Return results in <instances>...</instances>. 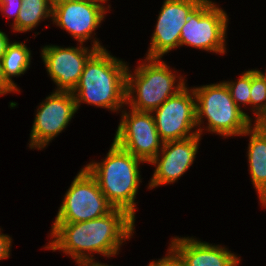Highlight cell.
Wrapping results in <instances>:
<instances>
[{
	"label": "cell",
	"mask_w": 266,
	"mask_h": 266,
	"mask_svg": "<svg viewBox=\"0 0 266 266\" xmlns=\"http://www.w3.org/2000/svg\"><path fill=\"white\" fill-rule=\"evenodd\" d=\"M134 229L135 218L124 209L114 208L93 220L53 223L51 240L44 248L62 251L76 263L95 260V253L109 259L119 254L122 243L132 238Z\"/></svg>",
	"instance_id": "6da1fadb"
},
{
	"label": "cell",
	"mask_w": 266,
	"mask_h": 266,
	"mask_svg": "<svg viewBox=\"0 0 266 266\" xmlns=\"http://www.w3.org/2000/svg\"><path fill=\"white\" fill-rule=\"evenodd\" d=\"M122 59L106 49L96 50L86 61L75 90L77 110L81 103L121 111L126 105L127 68Z\"/></svg>",
	"instance_id": "7a4b0ae2"
},
{
	"label": "cell",
	"mask_w": 266,
	"mask_h": 266,
	"mask_svg": "<svg viewBox=\"0 0 266 266\" xmlns=\"http://www.w3.org/2000/svg\"><path fill=\"white\" fill-rule=\"evenodd\" d=\"M140 163L145 162L118 146L114 141L105 159L84 166L97 181L100 190L114 208L136 212V195L141 181Z\"/></svg>",
	"instance_id": "3957f363"
},
{
	"label": "cell",
	"mask_w": 266,
	"mask_h": 266,
	"mask_svg": "<svg viewBox=\"0 0 266 266\" xmlns=\"http://www.w3.org/2000/svg\"><path fill=\"white\" fill-rule=\"evenodd\" d=\"M173 71L161 58L146 57L133 73L128 65L126 107L152 112L161 106L187 85L185 77Z\"/></svg>",
	"instance_id": "277c9868"
},
{
	"label": "cell",
	"mask_w": 266,
	"mask_h": 266,
	"mask_svg": "<svg viewBox=\"0 0 266 266\" xmlns=\"http://www.w3.org/2000/svg\"><path fill=\"white\" fill-rule=\"evenodd\" d=\"M192 89L196 98V123L200 136L203 130L223 138L241 136L253 125L252 117L235 104L224 81L194 86ZM204 119L207 120L206 127L202 125Z\"/></svg>",
	"instance_id": "5b68a950"
},
{
	"label": "cell",
	"mask_w": 266,
	"mask_h": 266,
	"mask_svg": "<svg viewBox=\"0 0 266 266\" xmlns=\"http://www.w3.org/2000/svg\"><path fill=\"white\" fill-rule=\"evenodd\" d=\"M228 15L212 0H203L182 27L179 46L226 54Z\"/></svg>",
	"instance_id": "8992f818"
},
{
	"label": "cell",
	"mask_w": 266,
	"mask_h": 266,
	"mask_svg": "<svg viewBox=\"0 0 266 266\" xmlns=\"http://www.w3.org/2000/svg\"><path fill=\"white\" fill-rule=\"evenodd\" d=\"M61 203L53 223L93 220L114 209L85 167L75 176Z\"/></svg>",
	"instance_id": "52a82bcc"
},
{
	"label": "cell",
	"mask_w": 266,
	"mask_h": 266,
	"mask_svg": "<svg viewBox=\"0 0 266 266\" xmlns=\"http://www.w3.org/2000/svg\"><path fill=\"white\" fill-rule=\"evenodd\" d=\"M111 8L93 0H69L53 3L52 22L68 32L78 43L91 40V46L104 49L99 39H93ZM94 32V33H93Z\"/></svg>",
	"instance_id": "ba28073f"
},
{
	"label": "cell",
	"mask_w": 266,
	"mask_h": 266,
	"mask_svg": "<svg viewBox=\"0 0 266 266\" xmlns=\"http://www.w3.org/2000/svg\"><path fill=\"white\" fill-rule=\"evenodd\" d=\"M124 109L113 141L134 157L149 163L164 143L156 129L153 114L132 108L127 112V108Z\"/></svg>",
	"instance_id": "9c48e42d"
},
{
	"label": "cell",
	"mask_w": 266,
	"mask_h": 266,
	"mask_svg": "<svg viewBox=\"0 0 266 266\" xmlns=\"http://www.w3.org/2000/svg\"><path fill=\"white\" fill-rule=\"evenodd\" d=\"M163 142L182 140L198 134L195 93L186 85L152 111Z\"/></svg>",
	"instance_id": "30bf717a"
},
{
	"label": "cell",
	"mask_w": 266,
	"mask_h": 266,
	"mask_svg": "<svg viewBox=\"0 0 266 266\" xmlns=\"http://www.w3.org/2000/svg\"><path fill=\"white\" fill-rule=\"evenodd\" d=\"M77 112L72 92L54 91L36 110L30 133L29 148L42 150L70 123Z\"/></svg>",
	"instance_id": "8fae6325"
},
{
	"label": "cell",
	"mask_w": 266,
	"mask_h": 266,
	"mask_svg": "<svg viewBox=\"0 0 266 266\" xmlns=\"http://www.w3.org/2000/svg\"><path fill=\"white\" fill-rule=\"evenodd\" d=\"M80 43L77 47L45 45L41 48V58L51 80L57 85L55 91L73 92L79 82L84 65L97 50L85 47Z\"/></svg>",
	"instance_id": "7c38bea8"
},
{
	"label": "cell",
	"mask_w": 266,
	"mask_h": 266,
	"mask_svg": "<svg viewBox=\"0 0 266 266\" xmlns=\"http://www.w3.org/2000/svg\"><path fill=\"white\" fill-rule=\"evenodd\" d=\"M203 0H164L150 40L147 58H162L177 49L182 27L188 16Z\"/></svg>",
	"instance_id": "4fadbf2b"
},
{
	"label": "cell",
	"mask_w": 266,
	"mask_h": 266,
	"mask_svg": "<svg viewBox=\"0 0 266 266\" xmlns=\"http://www.w3.org/2000/svg\"><path fill=\"white\" fill-rule=\"evenodd\" d=\"M199 134L190 138L164 142L160 152L149 162L155 166L148 189L173 184L192 166L199 150Z\"/></svg>",
	"instance_id": "5bb4252c"
},
{
	"label": "cell",
	"mask_w": 266,
	"mask_h": 266,
	"mask_svg": "<svg viewBox=\"0 0 266 266\" xmlns=\"http://www.w3.org/2000/svg\"><path fill=\"white\" fill-rule=\"evenodd\" d=\"M185 266H238L241 259L227 247L202 242L194 237H174L169 243Z\"/></svg>",
	"instance_id": "9a60e30c"
},
{
	"label": "cell",
	"mask_w": 266,
	"mask_h": 266,
	"mask_svg": "<svg viewBox=\"0 0 266 266\" xmlns=\"http://www.w3.org/2000/svg\"><path fill=\"white\" fill-rule=\"evenodd\" d=\"M253 126V127H252ZM249 136L247 157L251 182L262 206L266 207V127L253 123L241 136Z\"/></svg>",
	"instance_id": "2e32d148"
},
{
	"label": "cell",
	"mask_w": 266,
	"mask_h": 266,
	"mask_svg": "<svg viewBox=\"0 0 266 266\" xmlns=\"http://www.w3.org/2000/svg\"><path fill=\"white\" fill-rule=\"evenodd\" d=\"M31 50L23 42H12L7 44L4 55L2 56V68L4 77L19 92L20 88L12 80L13 77H19L24 74L31 64Z\"/></svg>",
	"instance_id": "e0dca14e"
},
{
	"label": "cell",
	"mask_w": 266,
	"mask_h": 266,
	"mask_svg": "<svg viewBox=\"0 0 266 266\" xmlns=\"http://www.w3.org/2000/svg\"><path fill=\"white\" fill-rule=\"evenodd\" d=\"M17 22L12 26V31L24 33L35 29L41 21L52 20V0H22Z\"/></svg>",
	"instance_id": "ac0fdd59"
},
{
	"label": "cell",
	"mask_w": 266,
	"mask_h": 266,
	"mask_svg": "<svg viewBox=\"0 0 266 266\" xmlns=\"http://www.w3.org/2000/svg\"><path fill=\"white\" fill-rule=\"evenodd\" d=\"M250 91V110L255 115L254 123H262L266 118V83L254 69H251Z\"/></svg>",
	"instance_id": "d6986e66"
},
{
	"label": "cell",
	"mask_w": 266,
	"mask_h": 266,
	"mask_svg": "<svg viewBox=\"0 0 266 266\" xmlns=\"http://www.w3.org/2000/svg\"><path fill=\"white\" fill-rule=\"evenodd\" d=\"M227 85L231 97L235 104L241 109V106H250L251 93V70L242 72V75L235 81H224Z\"/></svg>",
	"instance_id": "ffe728a7"
},
{
	"label": "cell",
	"mask_w": 266,
	"mask_h": 266,
	"mask_svg": "<svg viewBox=\"0 0 266 266\" xmlns=\"http://www.w3.org/2000/svg\"><path fill=\"white\" fill-rule=\"evenodd\" d=\"M148 266H185V263L180 254L169 244L167 255L157 261H151Z\"/></svg>",
	"instance_id": "44dd1931"
},
{
	"label": "cell",
	"mask_w": 266,
	"mask_h": 266,
	"mask_svg": "<svg viewBox=\"0 0 266 266\" xmlns=\"http://www.w3.org/2000/svg\"><path fill=\"white\" fill-rule=\"evenodd\" d=\"M22 0H0V11L8 18H13V26L17 22Z\"/></svg>",
	"instance_id": "7402d4cb"
},
{
	"label": "cell",
	"mask_w": 266,
	"mask_h": 266,
	"mask_svg": "<svg viewBox=\"0 0 266 266\" xmlns=\"http://www.w3.org/2000/svg\"><path fill=\"white\" fill-rule=\"evenodd\" d=\"M12 238L8 234H3L0 228V260L10 257Z\"/></svg>",
	"instance_id": "603a6c76"
},
{
	"label": "cell",
	"mask_w": 266,
	"mask_h": 266,
	"mask_svg": "<svg viewBox=\"0 0 266 266\" xmlns=\"http://www.w3.org/2000/svg\"><path fill=\"white\" fill-rule=\"evenodd\" d=\"M11 92H19L13 85H11L7 79L4 77L2 62L0 59V96L6 95Z\"/></svg>",
	"instance_id": "cb8c5ba5"
},
{
	"label": "cell",
	"mask_w": 266,
	"mask_h": 266,
	"mask_svg": "<svg viewBox=\"0 0 266 266\" xmlns=\"http://www.w3.org/2000/svg\"><path fill=\"white\" fill-rule=\"evenodd\" d=\"M10 42V39L6 35L5 32L0 30V59H2V56L5 53L7 44Z\"/></svg>",
	"instance_id": "d4e9b609"
},
{
	"label": "cell",
	"mask_w": 266,
	"mask_h": 266,
	"mask_svg": "<svg viewBox=\"0 0 266 266\" xmlns=\"http://www.w3.org/2000/svg\"><path fill=\"white\" fill-rule=\"evenodd\" d=\"M78 266H111V265H106L105 263H99V261H84L77 263ZM113 266V265H112Z\"/></svg>",
	"instance_id": "484cf974"
},
{
	"label": "cell",
	"mask_w": 266,
	"mask_h": 266,
	"mask_svg": "<svg viewBox=\"0 0 266 266\" xmlns=\"http://www.w3.org/2000/svg\"><path fill=\"white\" fill-rule=\"evenodd\" d=\"M254 70L266 83V70L265 72H262L261 70H258V69H254Z\"/></svg>",
	"instance_id": "4316f807"
},
{
	"label": "cell",
	"mask_w": 266,
	"mask_h": 266,
	"mask_svg": "<svg viewBox=\"0 0 266 266\" xmlns=\"http://www.w3.org/2000/svg\"><path fill=\"white\" fill-rule=\"evenodd\" d=\"M93 1H97V2H99V3L103 4V5H105L106 2L109 1V0H93ZM104 3H105V4H104Z\"/></svg>",
	"instance_id": "83f0119b"
},
{
	"label": "cell",
	"mask_w": 266,
	"mask_h": 266,
	"mask_svg": "<svg viewBox=\"0 0 266 266\" xmlns=\"http://www.w3.org/2000/svg\"><path fill=\"white\" fill-rule=\"evenodd\" d=\"M63 1H69V0H52V3L63 2Z\"/></svg>",
	"instance_id": "f1b7e54d"
},
{
	"label": "cell",
	"mask_w": 266,
	"mask_h": 266,
	"mask_svg": "<svg viewBox=\"0 0 266 266\" xmlns=\"http://www.w3.org/2000/svg\"><path fill=\"white\" fill-rule=\"evenodd\" d=\"M262 124L266 127V118L263 120Z\"/></svg>",
	"instance_id": "f546056e"
}]
</instances>
